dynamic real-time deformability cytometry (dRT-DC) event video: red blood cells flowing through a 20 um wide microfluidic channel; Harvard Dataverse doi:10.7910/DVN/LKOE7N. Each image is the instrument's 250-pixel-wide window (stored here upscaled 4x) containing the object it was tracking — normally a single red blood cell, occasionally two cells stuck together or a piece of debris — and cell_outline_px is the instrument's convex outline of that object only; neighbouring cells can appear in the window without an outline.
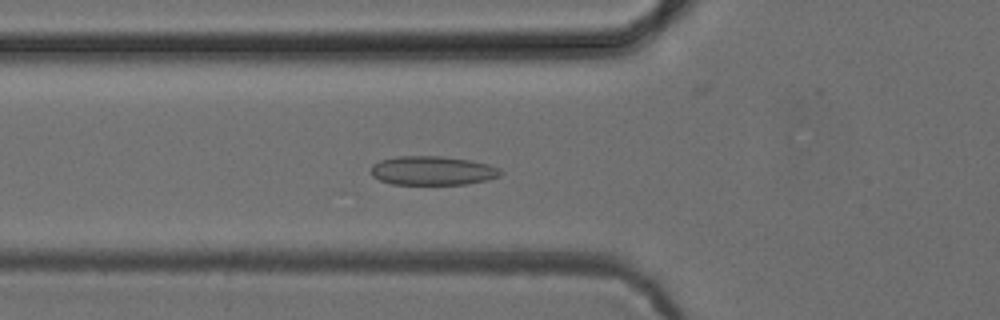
{"species": "common noctule bat (a hibernating species)", "species_latin": "Nyctalus noctula", "temperature_condition": "cold", "stored_images_in_passage": 52, "camera_frame_rate_fps": 3000, "um_per_image_px": 0.085, "animal": {"sex": "female", "body_mass_g": 24.6, "forearm_length_mm": 56.2}, "frame": {"image": 1, "passage_image": 18, "time_ms": 5.667, "image_size_px": [1000, 320], "cell_outline_px": [[504, 172], [500, 176], [488, 180], [468, 184], [392, 184], [380, 180], [372, 176], [372, 164], [380, 160], [396, 156], [440, 156], [472, 160], [488, 164], [500, 168]], "centroid_in_image_um": [36.8, 14.5], "position_along_channel_um": 89.0, "area_um2": 22.08}}
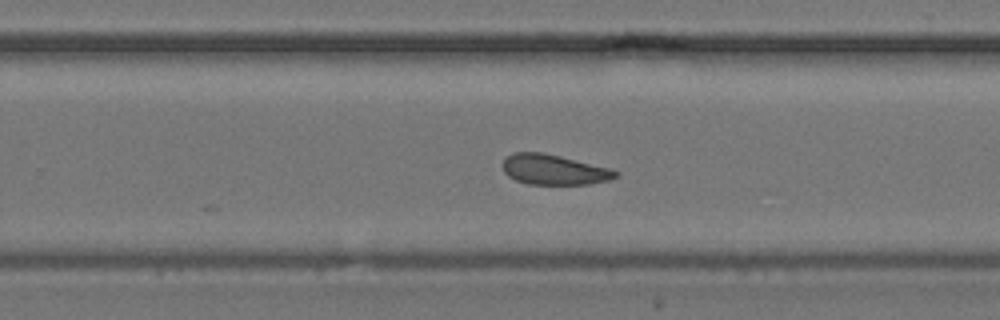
{"frame": {"image": 2, "passage_image": 33, "time_ms": 10.667, "image_size_px": [1000, 320], "cell_outline_px": [[620, 176], [608, 180], [588, 184], [528, 184], [516, 180], [508, 176], [504, 172], [504, 160], [512, 152], [544, 152], [612, 168], [620, 172]], "centroid_in_image_um": [47.14, 14.41], "position_along_channel_um": 282.7, "area_um2": 20.0}}
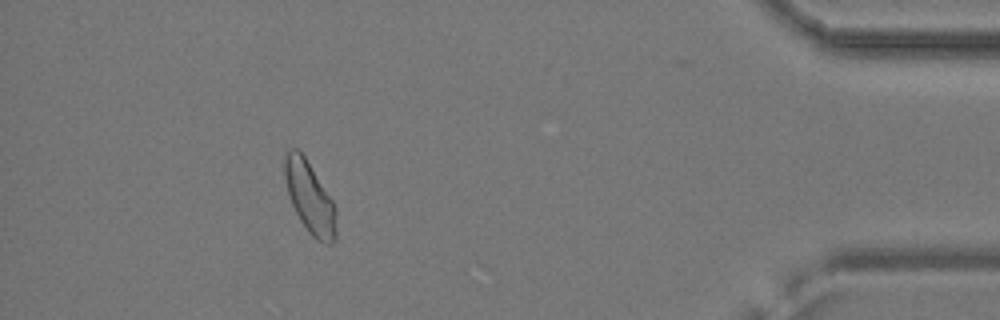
{"frame": {"image": 3, "passage_image": 47, "time_ms": 15.333, "image_size_px": [1000, 320], "cell_outline_px": [[336, 236], [332, 244], [324, 244], [316, 240], [308, 232], [300, 220], [292, 204], [288, 192], [284, 176], [284, 156], [292, 148], [296, 148], [304, 156], [332, 200], [336, 208]], "centroid_in_image_um": [26.34, 16.83], "position_along_channel_um": 408.9, "area_um2": 21.27}, "authors_computed_cell_mechanics": {"area_um2": 21.386, "velocity_mm_per_s": 3.8684, "shape_relaxation_time_tau1_ms": null, "shape_relaxation_time_tau2_ms": 2.4788, "deformation_change_tau1": null, "deformation_change_tau2": 0.0883}}